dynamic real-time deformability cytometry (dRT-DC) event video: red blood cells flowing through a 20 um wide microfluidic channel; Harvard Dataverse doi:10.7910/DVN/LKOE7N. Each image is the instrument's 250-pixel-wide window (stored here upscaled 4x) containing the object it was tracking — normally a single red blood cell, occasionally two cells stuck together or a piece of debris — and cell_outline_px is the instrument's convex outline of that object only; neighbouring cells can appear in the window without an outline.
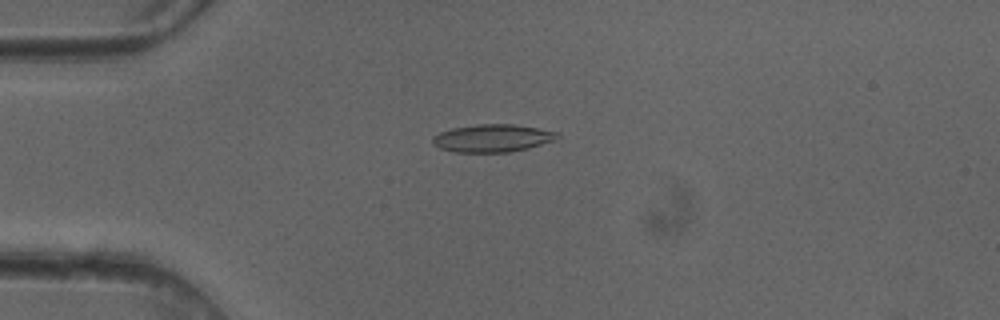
{"species": "common noctule bat (a hibernating species)", "species_latin": "Nyctalus noctula", "temperature_condition": "cold", "stored_images_in_passage": 38, "camera_frame_rate_fps": 3000, "um_per_image_px": 0.085, "animal": {"sex": "female"}, "frame": {"image": 1, "passage_image": 1, "time_ms": 0.0, "image_size_px": [1000, 320], "cell_outline_px": [[560, 136], [556, 140], [528, 148], [508, 152], [456, 152], [440, 148], [432, 144], [432, 136], [440, 132], [452, 128], [476, 124], [512, 124], [560, 132]], "centroid_in_image_um": [41.86, 11.74], "position_along_channel_um": 43.1, "area_um2": 20.17}}
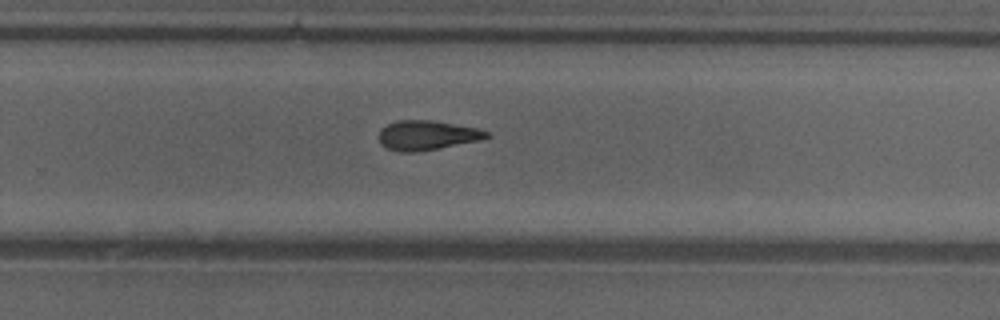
{"frame": {"image": 2, "passage_image": 21, "time_ms": 6.667, "image_size_px": [1000, 320], "cell_outline_px": [[492, 136], [480, 140], [416, 152], [400, 152], [388, 148], [380, 144], [380, 128], [396, 120], [432, 120], [476, 128], [488, 132]], "centroid_in_image_um": [36.28, 11.49], "position_along_channel_um": 293.5, "area_um2": 18.38}}
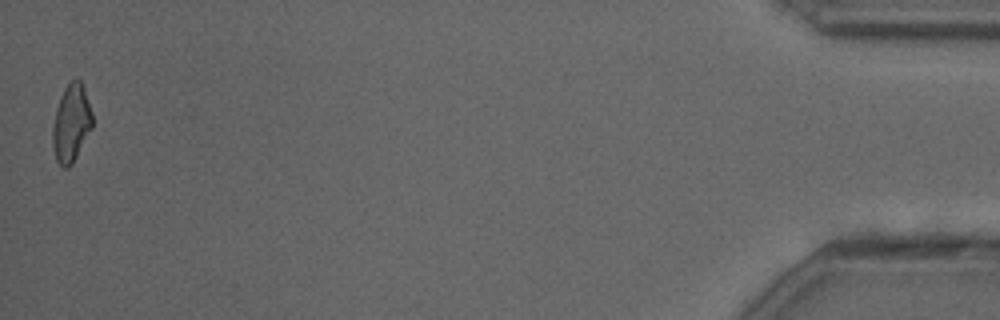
{"frame": {"image": 3, "passage_image": 38, "time_ms": 12.333, "image_size_px": [1000, 320], "cell_outline_px": [[92, 128], [72, 164], [68, 168], [64, 168], [56, 160], [52, 144], [52, 124], [56, 108], [60, 96], [64, 88], [72, 80], [80, 80], [84, 88], [92, 112]], "centroid_in_image_um": [6.04, 10.48], "position_along_channel_um": 429.2, "area_um2": 17.98}, "authors_computed_cell_mechanics": {"area_um2": 18.6405, "velocity_mm_per_s": 4.1016, "shape_relaxation_time_tau1_ms": null, "shape_relaxation_time_tau2_ms": 5.5127, "deformation_change_tau1": null, "deformation_change_tau2": 0.1665}}